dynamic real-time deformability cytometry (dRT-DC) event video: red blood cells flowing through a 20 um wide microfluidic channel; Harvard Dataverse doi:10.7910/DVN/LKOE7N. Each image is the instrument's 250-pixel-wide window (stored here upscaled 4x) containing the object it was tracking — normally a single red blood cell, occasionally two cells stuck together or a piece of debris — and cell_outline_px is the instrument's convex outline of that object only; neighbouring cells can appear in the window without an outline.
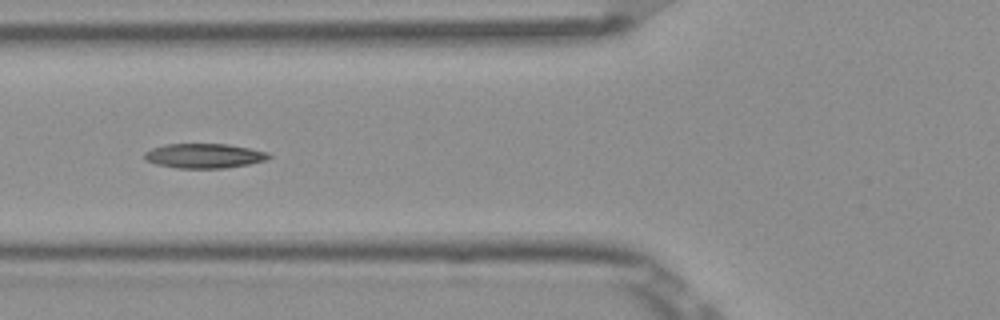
{"species": "Egyptian fruit bat (a non-hibernating species)", "species_latin": "Rousettus aegyptiacus", "temperature_condition": "room temperature", "stored_images_in_passage": 9, "camera_frame_rate_fps": 3000, "um_per_image_px": 0.085, "frame": {"image": 1, "passage_image": 6, "time_ms": 1.667, "image_size_px": [1000, 320], "cell_outline_px": [[272, 156], [268, 160], [248, 164], [224, 168], [176, 168], [156, 164], [144, 160], [144, 152], [152, 148], [164, 144], [228, 144], [268, 152]], "centroid_in_image_um": [17.34, 13.24], "position_along_channel_um": 108.5, "area_um2": 17.92}}
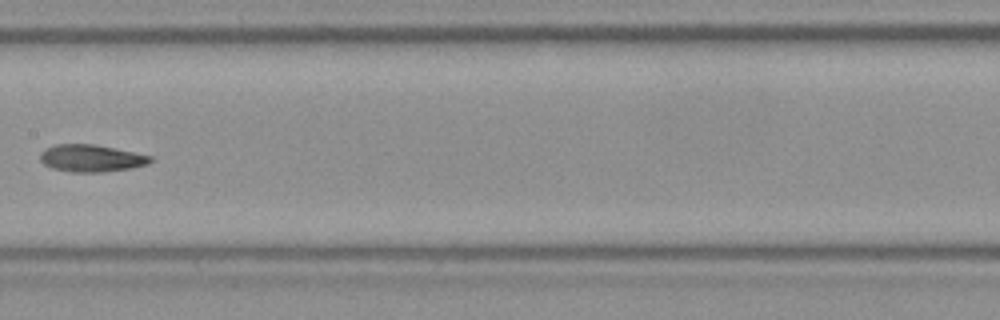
{"frame": {"image": 2, "passage_image": 8, "time_ms": 2.333, "image_size_px": [1000, 320], "cell_outline_px": [[152, 160], [148, 164], [132, 168], [104, 172], [72, 172], [52, 168], [44, 164], [40, 160], [40, 152], [44, 148], [56, 144], [96, 144], [152, 156]], "centroid_in_image_um": [7.74, 13.44], "position_along_channel_um": 199.7, "area_um2": 17.57}}
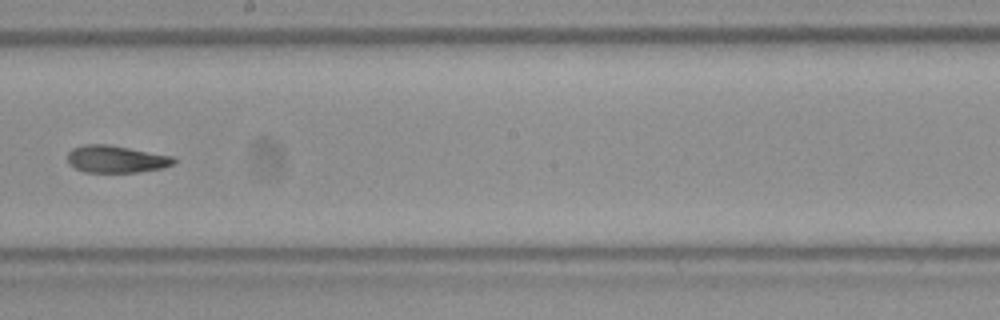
{"frame": {"image": 3, "passage_image": 9, "time_ms": 2.667, "image_size_px": [1000, 320], "cell_outline_px": [[176, 164], [164, 168], [136, 172], [84, 172], [68, 164], [68, 152], [72, 148], [84, 144], [108, 144], [172, 156], [176, 160]], "centroid_in_image_um": [9.87, 13.52], "position_along_channel_um": 238.3, "area_um2": 16.94}}